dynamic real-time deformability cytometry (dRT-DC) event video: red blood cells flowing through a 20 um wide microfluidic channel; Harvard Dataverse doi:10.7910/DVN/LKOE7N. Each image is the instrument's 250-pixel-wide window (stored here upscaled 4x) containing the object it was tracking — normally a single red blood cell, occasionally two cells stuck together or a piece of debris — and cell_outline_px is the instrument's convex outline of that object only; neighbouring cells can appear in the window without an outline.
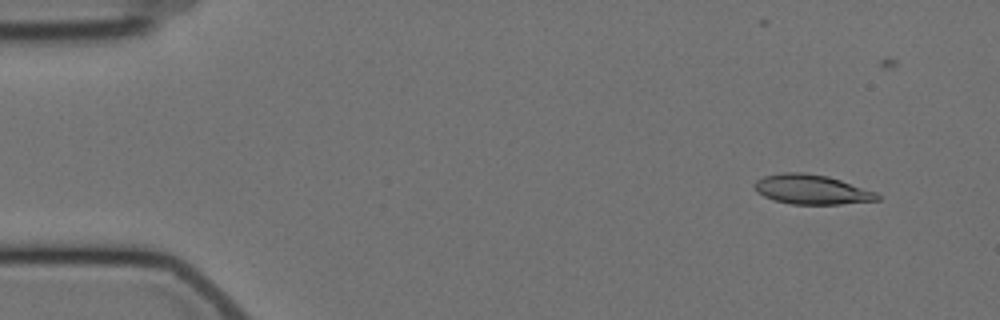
{"species": "Egyptian fruit bat (a non-hibernating species)", "species_latin": "Rousettus aegyptiacus", "temperature_condition": "cold", "stored_images_in_passage": 7, "camera_frame_rate_fps": 3000, "um_per_image_px": 0.085, "animal": {"sex": "female"}, "frame": {"image": 1, "passage_image": 2, "time_ms": 1.0, "image_size_px": [1000, 320], "cell_outline_px": [[880, 200], [840, 204], [792, 204], [772, 200], [756, 192], [752, 184], [756, 180], [764, 176], [784, 172], [804, 172], [828, 176], [876, 192], [880, 196]], "centroid_in_image_um": [68.95, 16.1], "position_along_channel_um": 16.1, "area_um2": 21.27}}
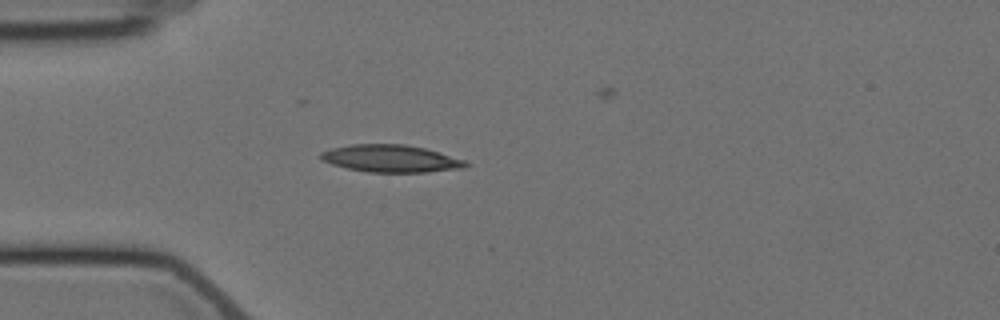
{"frame": {"image": 2, "passage_image": 5, "time_ms": 4.667, "image_size_px": [1000, 320], "cell_outline_px": [[468, 164], [464, 168], [428, 172], [368, 172], [348, 168], [332, 164], [320, 160], [320, 152], [332, 148], [352, 144], [404, 144], [424, 148], [464, 160]], "centroid_in_image_um": [33.18, 13.48], "position_along_channel_um": 51.8, "area_um2": 22.89}}